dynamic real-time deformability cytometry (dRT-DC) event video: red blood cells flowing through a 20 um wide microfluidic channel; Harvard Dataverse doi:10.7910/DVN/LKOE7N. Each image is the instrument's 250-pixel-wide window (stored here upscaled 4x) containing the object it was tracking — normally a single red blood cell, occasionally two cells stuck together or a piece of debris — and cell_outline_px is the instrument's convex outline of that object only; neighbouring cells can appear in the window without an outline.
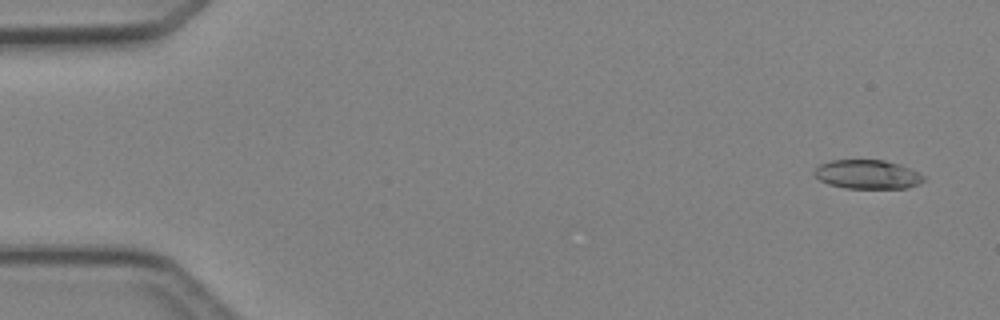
{"species": "Egyptian fruit bat (a non-hibernating species)", "species_latin": "Rousettus aegyptiacus", "temperature_condition": "cold", "stored_images_in_passage": 5, "camera_frame_rate_fps": 3000, "um_per_image_px": 0.085, "animal": {"sex": "female"}, "frame": {"image": 1, "passage_image": 1, "time_ms": 0.0, "image_size_px": [1000, 320], "cell_outline_px": [[924, 180], [920, 184], [904, 188], [844, 188], [828, 184], [820, 180], [812, 172], [820, 164], [832, 160], [884, 160], [900, 164], [924, 176]], "centroid_in_image_um": [73.71, 14.82], "position_along_channel_um": 11.3, "area_um2": 18.38}}
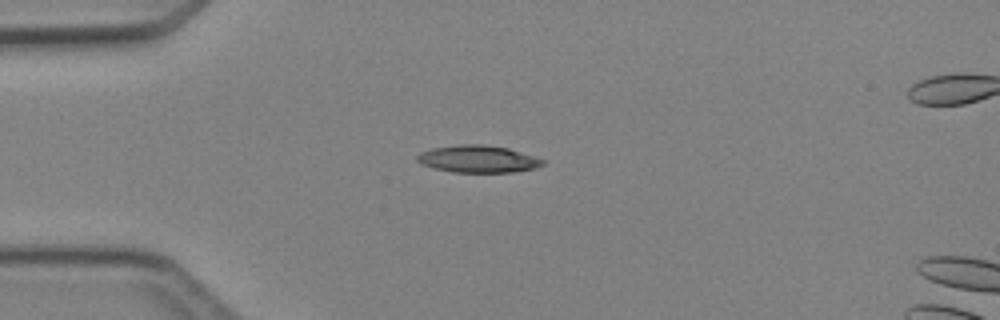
{"frame": {"image": 2, "passage_image": 4, "time_ms": 3.333, "image_size_px": [1000, 320], "cell_outline_px": [[544, 164], [536, 168], [512, 172], [452, 172], [436, 168], [424, 164], [416, 160], [416, 156], [420, 152], [432, 148], [460, 144], [484, 144], [508, 148], [536, 156], [544, 160]], "centroid_in_image_um": [40.66, 13.5], "position_along_channel_um": 44.3, "area_um2": 19.88}}